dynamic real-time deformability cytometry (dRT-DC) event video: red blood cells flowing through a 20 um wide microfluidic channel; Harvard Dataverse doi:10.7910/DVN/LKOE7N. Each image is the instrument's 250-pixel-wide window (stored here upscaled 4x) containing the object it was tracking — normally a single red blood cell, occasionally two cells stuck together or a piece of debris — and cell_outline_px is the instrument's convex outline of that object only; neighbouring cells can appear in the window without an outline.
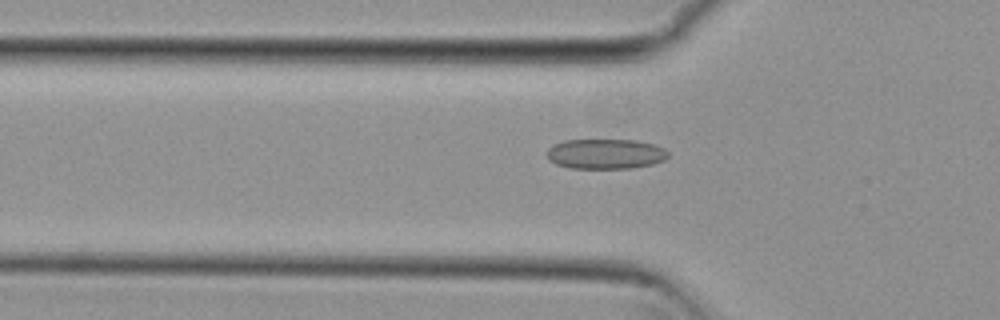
{"species": "common noctule bat (a hibernating species)", "species_latin": "Nyctalus noctula", "temperature_condition": "cold", "stored_images_in_passage": 46, "camera_frame_rate_fps": 3000, "um_per_image_px": 0.085, "animal": {"sex": "female", "body_mass_g": 29.2, "forearm_length_mm": 56.3}, "frame": {"image": 1, "passage_image": 10, "time_ms": 3.0, "image_size_px": [1000, 320], "cell_outline_px": [[668, 156], [664, 160], [652, 164], [632, 168], [568, 168], [556, 164], [548, 160], [548, 148], [552, 144], [564, 140], [636, 140], [656, 144], [664, 148], [668, 152]], "centroid_in_image_um": [51.47, 13.07], "position_along_channel_um": 74.3, "area_um2": 21.39}}
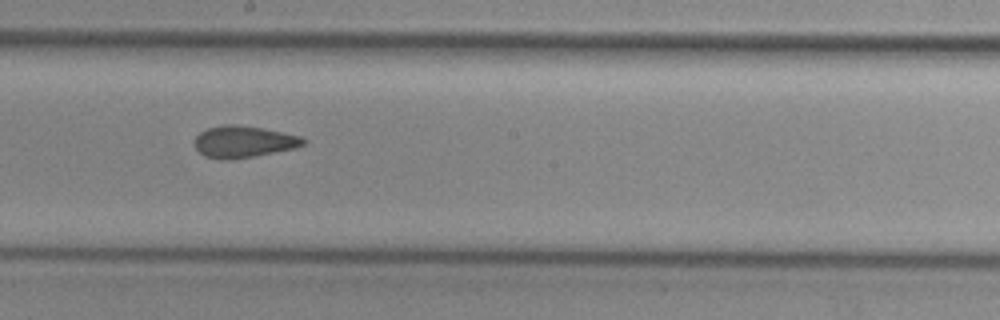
{"frame": {"image": 2, "passage_image": 22, "time_ms": 7.0, "image_size_px": [1000, 320], "cell_outline_px": [[304, 144], [296, 148], [252, 156], [228, 160], [220, 160], [204, 156], [196, 148], [192, 140], [200, 132], [208, 128], [224, 124], [236, 124], [264, 128], [300, 136], [304, 140]], "centroid_in_image_um": [20.65, 12.04], "position_along_channel_um": 227.5, "area_um2": 20.11}}
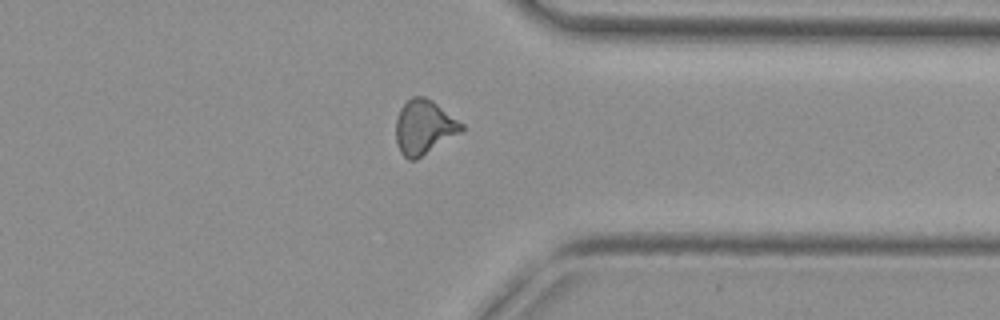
{"frame": {"image": 3, "passage_image": 34, "time_ms": 11.0, "image_size_px": [1000, 320], "cell_outline_px": [[464, 132], [416, 160], [408, 160], [400, 152], [396, 140], [396, 120], [400, 108], [412, 96], [424, 96], [432, 100], [464, 124]], "centroid_in_image_um": [36.07, 10.83], "position_along_channel_um": 375.3, "area_um2": 21.1}, "authors_computed_cell_mechanics": {"area_um2": 20.3456, "velocity_mm_per_s": 3.8159, "shape_relaxation_time_tau1_ms": null, "shape_relaxation_time_tau2_ms": 2.5507, "deformation_change_tau1": null, "deformation_change_tau2": 0.0929}}